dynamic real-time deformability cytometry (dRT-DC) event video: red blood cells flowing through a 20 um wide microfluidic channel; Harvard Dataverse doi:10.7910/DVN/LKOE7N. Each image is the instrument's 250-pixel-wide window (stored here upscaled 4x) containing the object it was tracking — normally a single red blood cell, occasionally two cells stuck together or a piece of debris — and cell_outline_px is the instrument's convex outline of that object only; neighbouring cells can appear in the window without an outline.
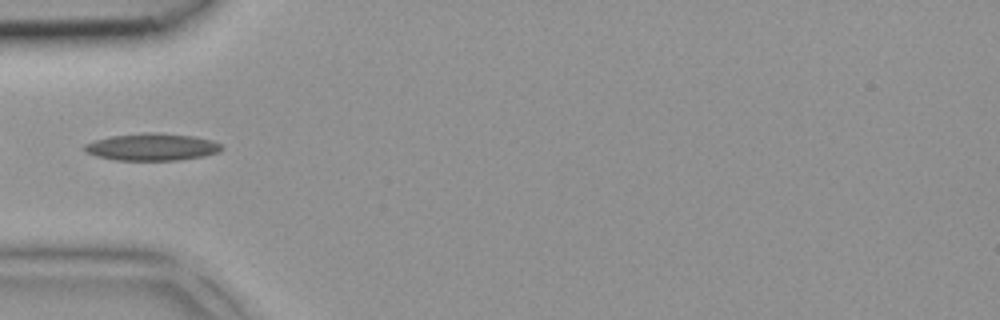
{"species": "common noctule bat (a hibernating species)", "species_latin": "Nyctalus noctula", "temperature_condition": "room temperature", "stored_images_in_passage": 2, "camera_frame_rate_fps": 3000, "um_per_image_px": 0.085, "animal": {"sex": "female", "body_mass_g": 18.4}, "frame": {"image": 1, "passage_image": 1, "time_ms": 0.0, "image_size_px": [1000, 320], "cell_outline_px": [[224, 148], [220, 152], [204, 156], [176, 160], [116, 160], [96, 156], [84, 152], [84, 144], [96, 140], [112, 136], [144, 132], [156, 132], [192, 136], [212, 140], [220, 144]], "centroid_in_image_um": [12.92, 12.49], "position_along_channel_um": 72.1, "area_um2": 21.73}}